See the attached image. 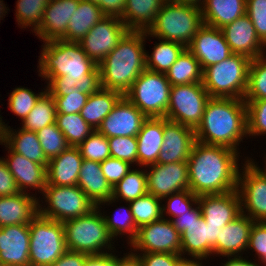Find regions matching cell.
<instances>
[{
    "instance_id": "cell-1",
    "label": "cell",
    "mask_w": 266,
    "mask_h": 266,
    "mask_svg": "<svg viewBox=\"0 0 266 266\" xmlns=\"http://www.w3.org/2000/svg\"><path fill=\"white\" fill-rule=\"evenodd\" d=\"M37 71L47 80L51 96H64L76 87L81 93L93 94L101 88L100 69L84 52L79 42L54 40L44 42Z\"/></svg>"
},
{
    "instance_id": "cell-2",
    "label": "cell",
    "mask_w": 266,
    "mask_h": 266,
    "mask_svg": "<svg viewBox=\"0 0 266 266\" xmlns=\"http://www.w3.org/2000/svg\"><path fill=\"white\" fill-rule=\"evenodd\" d=\"M239 154L226 146L196 141L187 160L189 190L197 196L237 190Z\"/></svg>"
},
{
    "instance_id": "cell-3",
    "label": "cell",
    "mask_w": 266,
    "mask_h": 266,
    "mask_svg": "<svg viewBox=\"0 0 266 266\" xmlns=\"http://www.w3.org/2000/svg\"><path fill=\"white\" fill-rule=\"evenodd\" d=\"M196 141L221 145L239 152V144L247 134V108L243 99L210 98L202 120L194 130Z\"/></svg>"
},
{
    "instance_id": "cell-4",
    "label": "cell",
    "mask_w": 266,
    "mask_h": 266,
    "mask_svg": "<svg viewBox=\"0 0 266 266\" xmlns=\"http://www.w3.org/2000/svg\"><path fill=\"white\" fill-rule=\"evenodd\" d=\"M147 31H128L98 65L101 87L123 95L146 69Z\"/></svg>"
},
{
    "instance_id": "cell-5",
    "label": "cell",
    "mask_w": 266,
    "mask_h": 266,
    "mask_svg": "<svg viewBox=\"0 0 266 266\" xmlns=\"http://www.w3.org/2000/svg\"><path fill=\"white\" fill-rule=\"evenodd\" d=\"M203 24L201 8L166 0L148 29L147 37L174 41L187 47Z\"/></svg>"
},
{
    "instance_id": "cell-6",
    "label": "cell",
    "mask_w": 266,
    "mask_h": 266,
    "mask_svg": "<svg viewBox=\"0 0 266 266\" xmlns=\"http://www.w3.org/2000/svg\"><path fill=\"white\" fill-rule=\"evenodd\" d=\"M101 211V208L96 207L87 215L62 222L67 250L89 256L115 252L114 239Z\"/></svg>"
},
{
    "instance_id": "cell-7",
    "label": "cell",
    "mask_w": 266,
    "mask_h": 266,
    "mask_svg": "<svg viewBox=\"0 0 266 266\" xmlns=\"http://www.w3.org/2000/svg\"><path fill=\"white\" fill-rule=\"evenodd\" d=\"M251 59L232 54L220 63L203 70V86L211 98L243 99L248 86Z\"/></svg>"
},
{
    "instance_id": "cell-8",
    "label": "cell",
    "mask_w": 266,
    "mask_h": 266,
    "mask_svg": "<svg viewBox=\"0 0 266 266\" xmlns=\"http://www.w3.org/2000/svg\"><path fill=\"white\" fill-rule=\"evenodd\" d=\"M171 86L165 73L145 69L124 96L147 118L165 117Z\"/></svg>"
},
{
    "instance_id": "cell-9",
    "label": "cell",
    "mask_w": 266,
    "mask_h": 266,
    "mask_svg": "<svg viewBox=\"0 0 266 266\" xmlns=\"http://www.w3.org/2000/svg\"><path fill=\"white\" fill-rule=\"evenodd\" d=\"M30 266H51L66 251L62 222L38 214L29 224Z\"/></svg>"
},
{
    "instance_id": "cell-10",
    "label": "cell",
    "mask_w": 266,
    "mask_h": 266,
    "mask_svg": "<svg viewBox=\"0 0 266 266\" xmlns=\"http://www.w3.org/2000/svg\"><path fill=\"white\" fill-rule=\"evenodd\" d=\"M42 194L47 207L39 200V214L59 222L87 215L97 207L77 185H46Z\"/></svg>"
},
{
    "instance_id": "cell-11",
    "label": "cell",
    "mask_w": 266,
    "mask_h": 266,
    "mask_svg": "<svg viewBox=\"0 0 266 266\" xmlns=\"http://www.w3.org/2000/svg\"><path fill=\"white\" fill-rule=\"evenodd\" d=\"M210 98L203 83L171 86L165 118L195 130Z\"/></svg>"
},
{
    "instance_id": "cell-12",
    "label": "cell",
    "mask_w": 266,
    "mask_h": 266,
    "mask_svg": "<svg viewBox=\"0 0 266 266\" xmlns=\"http://www.w3.org/2000/svg\"><path fill=\"white\" fill-rule=\"evenodd\" d=\"M242 168L237 183L241 213L254 222H266V173L248 157Z\"/></svg>"
},
{
    "instance_id": "cell-13",
    "label": "cell",
    "mask_w": 266,
    "mask_h": 266,
    "mask_svg": "<svg viewBox=\"0 0 266 266\" xmlns=\"http://www.w3.org/2000/svg\"><path fill=\"white\" fill-rule=\"evenodd\" d=\"M129 246L131 252L136 255L138 252L181 255V234L175 229L171 220L162 217L139 227L135 239Z\"/></svg>"
},
{
    "instance_id": "cell-14",
    "label": "cell",
    "mask_w": 266,
    "mask_h": 266,
    "mask_svg": "<svg viewBox=\"0 0 266 266\" xmlns=\"http://www.w3.org/2000/svg\"><path fill=\"white\" fill-rule=\"evenodd\" d=\"M128 31L120 17L106 15L88 31L79 43L87 56L99 65Z\"/></svg>"
},
{
    "instance_id": "cell-15",
    "label": "cell",
    "mask_w": 266,
    "mask_h": 266,
    "mask_svg": "<svg viewBox=\"0 0 266 266\" xmlns=\"http://www.w3.org/2000/svg\"><path fill=\"white\" fill-rule=\"evenodd\" d=\"M146 167L149 168L146 169L149 194L163 199L173 193L189 190L187 162L155 163Z\"/></svg>"
},
{
    "instance_id": "cell-16",
    "label": "cell",
    "mask_w": 266,
    "mask_h": 266,
    "mask_svg": "<svg viewBox=\"0 0 266 266\" xmlns=\"http://www.w3.org/2000/svg\"><path fill=\"white\" fill-rule=\"evenodd\" d=\"M186 48L200 62L202 70L222 62L233 54L222 30L204 24Z\"/></svg>"
},
{
    "instance_id": "cell-17",
    "label": "cell",
    "mask_w": 266,
    "mask_h": 266,
    "mask_svg": "<svg viewBox=\"0 0 266 266\" xmlns=\"http://www.w3.org/2000/svg\"><path fill=\"white\" fill-rule=\"evenodd\" d=\"M147 117L125 96L104 118L97 131L107 138L137 136Z\"/></svg>"
},
{
    "instance_id": "cell-18",
    "label": "cell",
    "mask_w": 266,
    "mask_h": 266,
    "mask_svg": "<svg viewBox=\"0 0 266 266\" xmlns=\"http://www.w3.org/2000/svg\"><path fill=\"white\" fill-rule=\"evenodd\" d=\"M163 136L157 163L187 162L196 142L194 129L164 117Z\"/></svg>"
},
{
    "instance_id": "cell-19",
    "label": "cell",
    "mask_w": 266,
    "mask_h": 266,
    "mask_svg": "<svg viewBox=\"0 0 266 266\" xmlns=\"http://www.w3.org/2000/svg\"><path fill=\"white\" fill-rule=\"evenodd\" d=\"M221 231L220 226L206 224L203 216L194 220L181 234V256L208 259L216 255V242Z\"/></svg>"
},
{
    "instance_id": "cell-20",
    "label": "cell",
    "mask_w": 266,
    "mask_h": 266,
    "mask_svg": "<svg viewBox=\"0 0 266 266\" xmlns=\"http://www.w3.org/2000/svg\"><path fill=\"white\" fill-rule=\"evenodd\" d=\"M233 54L253 60L266 53V45L257 36L255 27L247 14L221 28Z\"/></svg>"
},
{
    "instance_id": "cell-21",
    "label": "cell",
    "mask_w": 266,
    "mask_h": 266,
    "mask_svg": "<svg viewBox=\"0 0 266 266\" xmlns=\"http://www.w3.org/2000/svg\"><path fill=\"white\" fill-rule=\"evenodd\" d=\"M0 144L5 145L8 155L3 158L8 170L14 177V180L21 192L28 193V187L35 189L41 194L47 185V164H39L25 158L21 154L12 151L1 139ZM27 189V190H26Z\"/></svg>"
},
{
    "instance_id": "cell-22",
    "label": "cell",
    "mask_w": 266,
    "mask_h": 266,
    "mask_svg": "<svg viewBox=\"0 0 266 266\" xmlns=\"http://www.w3.org/2000/svg\"><path fill=\"white\" fill-rule=\"evenodd\" d=\"M29 224L0 227V264L30 266Z\"/></svg>"
},
{
    "instance_id": "cell-23",
    "label": "cell",
    "mask_w": 266,
    "mask_h": 266,
    "mask_svg": "<svg viewBox=\"0 0 266 266\" xmlns=\"http://www.w3.org/2000/svg\"><path fill=\"white\" fill-rule=\"evenodd\" d=\"M198 204L206 224L223 228L241 214V200L237 190L222 194H204Z\"/></svg>"
},
{
    "instance_id": "cell-24",
    "label": "cell",
    "mask_w": 266,
    "mask_h": 266,
    "mask_svg": "<svg viewBox=\"0 0 266 266\" xmlns=\"http://www.w3.org/2000/svg\"><path fill=\"white\" fill-rule=\"evenodd\" d=\"M80 0H50L40 26L33 31L43 42L61 40Z\"/></svg>"
},
{
    "instance_id": "cell-25",
    "label": "cell",
    "mask_w": 266,
    "mask_h": 266,
    "mask_svg": "<svg viewBox=\"0 0 266 266\" xmlns=\"http://www.w3.org/2000/svg\"><path fill=\"white\" fill-rule=\"evenodd\" d=\"M38 214L39 198L30 192L0 197V227L30 224Z\"/></svg>"
},
{
    "instance_id": "cell-26",
    "label": "cell",
    "mask_w": 266,
    "mask_h": 266,
    "mask_svg": "<svg viewBox=\"0 0 266 266\" xmlns=\"http://www.w3.org/2000/svg\"><path fill=\"white\" fill-rule=\"evenodd\" d=\"M253 223L252 219L241 213L225 225L216 242V257L243 256L244 251H247Z\"/></svg>"
},
{
    "instance_id": "cell-27",
    "label": "cell",
    "mask_w": 266,
    "mask_h": 266,
    "mask_svg": "<svg viewBox=\"0 0 266 266\" xmlns=\"http://www.w3.org/2000/svg\"><path fill=\"white\" fill-rule=\"evenodd\" d=\"M0 115V139L14 152L39 164H48L36 132L7 126Z\"/></svg>"
},
{
    "instance_id": "cell-28",
    "label": "cell",
    "mask_w": 266,
    "mask_h": 266,
    "mask_svg": "<svg viewBox=\"0 0 266 266\" xmlns=\"http://www.w3.org/2000/svg\"><path fill=\"white\" fill-rule=\"evenodd\" d=\"M83 158L78 147L69 146L47 164V185H77Z\"/></svg>"
},
{
    "instance_id": "cell-29",
    "label": "cell",
    "mask_w": 266,
    "mask_h": 266,
    "mask_svg": "<svg viewBox=\"0 0 266 266\" xmlns=\"http://www.w3.org/2000/svg\"><path fill=\"white\" fill-rule=\"evenodd\" d=\"M164 117L147 118L138 133L137 165L142 168L157 163L164 136Z\"/></svg>"
},
{
    "instance_id": "cell-30",
    "label": "cell",
    "mask_w": 266,
    "mask_h": 266,
    "mask_svg": "<svg viewBox=\"0 0 266 266\" xmlns=\"http://www.w3.org/2000/svg\"><path fill=\"white\" fill-rule=\"evenodd\" d=\"M77 186L96 206L112 198V187L104 177L100 162L83 159Z\"/></svg>"
},
{
    "instance_id": "cell-31",
    "label": "cell",
    "mask_w": 266,
    "mask_h": 266,
    "mask_svg": "<svg viewBox=\"0 0 266 266\" xmlns=\"http://www.w3.org/2000/svg\"><path fill=\"white\" fill-rule=\"evenodd\" d=\"M246 0H205L201 10L204 25L221 29L246 14Z\"/></svg>"
},
{
    "instance_id": "cell-32",
    "label": "cell",
    "mask_w": 266,
    "mask_h": 266,
    "mask_svg": "<svg viewBox=\"0 0 266 266\" xmlns=\"http://www.w3.org/2000/svg\"><path fill=\"white\" fill-rule=\"evenodd\" d=\"M166 0H126L120 19L129 31H148Z\"/></svg>"
},
{
    "instance_id": "cell-33",
    "label": "cell",
    "mask_w": 266,
    "mask_h": 266,
    "mask_svg": "<svg viewBox=\"0 0 266 266\" xmlns=\"http://www.w3.org/2000/svg\"><path fill=\"white\" fill-rule=\"evenodd\" d=\"M124 95L118 91L100 88L90 94L81 109V116L94 130H97L104 118L113 110Z\"/></svg>"
},
{
    "instance_id": "cell-34",
    "label": "cell",
    "mask_w": 266,
    "mask_h": 266,
    "mask_svg": "<svg viewBox=\"0 0 266 266\" xmlns=\"http://www.w3.org/2000/svg\"><path fill=\"white\" fill-rule=\"evenodd\" d=\"M105 16L96 3L80 0L76 11L70 18L66 34L61 40L80 42L88 31Z\"/></svg>"
},
{
    "instance_id": "cell-35",
    "label": "cell",
    "mask_w": 266,
    "mask_h": 266,
    "mask_svg": "<svg viewBox=\"0 0 266 266\" xmlns=\"http://www.w3.org/2000/svg\"><path fill=\"white\" fill-rule=\"evenodd\" d=\"M148 193L147 190V175L146 169H133L129 171L124 178L119 181L112 188V198L100 202L97 207L102 208L101 206L105 204L109 206L113 202L115 203L119 200H125L126 203L134 201L135 199L142 197Z\"/></svg>"
},
{
    "instance_id": "cell-36",
    "label": "cell",
    "mask_w": 266,
    "mask_h": 266,
    "mask_svg": "<svg viewBox=\"0 0 266 266\" xmlns=\"http://www.w3.org/2000/svg\"><path fill=\"white\" fill-rule=\"evenodd\" d=\"M172 86L202 83L203 70L200 62L186 48L166 73Z\"/></svg>"
},
{
    "instance_id": "cell-37",
    "label": "cell",
    "mask_w": 266,
    "mask_h": 266,
    "mask_svg": "<svg viewBox=\"0 0 266 266\" xmlns=\"http://www.w3.org/2000/svg\"><path fill=\"white\" fill-rule=\"evenodd\" d=\"M158 40L160 42L154 44L151 55L146 52V69L166 74L186 47L178 42Z\"/></svg>"
},
{
    "instance_id": "cell-38",
    "label": "cell",
    "mask_w": 266,
    "mask_h": 266,
    "mask_svg": "<svg viewBox=\"0 0 266 266\" xmlns=\"http://www.w3.org/2000/svg\"><path fill=\"white\" fill-rule=\"evenodd\" d=\"M56 114L54 98L46 91L22 121L21 128L37 132L45 126L56 123Z\"/></svg>"
},
{
    "instance_id": "cell-39",
    "label": "cell",
    "mask_w": 266,
    "mask_h": 266,
    "mask_svg": "<svg viewBox=\"0 0 266 266\" xmlns=\"http://www.w3.org/2000/svg\"><path fill=\"white\" fill-rule=\"evenodd\" d=\"M56 124L66 137L69 146L74 147H78L94 131L80 113H57Z\"/></svg>"
},
{
    "instance_id": "cell-40",
    "label": "cell",
    "mask_w": 266,
    "mask_h": 266,
    "mask_svg": "<svg viewBox=\"0 0 266 266\" xmlns=\"http://www.w3.org/2000/svg\"><path fill=\"white\" fill-rule=\"evenodd\" d=\"M162 199L149 193L129 202L136 227L150 224L162 218Z\"/></svg>"
},
{
    "instance_id": "cell-41",
    "label": "cell",
    "mask_w": 266,
    "mask_h": 266,
    "mask_svg": "<svg viewBox=\"0 0 266 266\" xmlns=\"http://www.w3.org/2000/svg\"><path fill=\"white\" fill-rule=\"evenodd\" d=\"M127 205V207L123 206L119 208V212L115 211L114 215L107 216L104 214L105 212H103V217L112 238L117 239L120 236L122 237V235L128 234L127 244L130 245L137 235L138 228L136 227V223L131 213L130 205Z\"/></svg>"
},
{
    "instance_id": "cell-42",
    "label": "cell",
    "mask_w": 266,
    "mask_h": 266,
    "mask_svg": "<svg viewBox=\"0 0 266 266\" xmlns=\"http://www.w3.org/2000/svg\"><path fill=\"white\" fill-rule=\"evenodd\" d=\"M266 99V53L251 60L244 100Z\"/></svg>"
},
{
    "instance_id": "cell-43",
    "label": "cell",
    "mask_w": 266,
    "mask_h": 266,
    "mask_svg": "<svg viewBox=\"0 0 266 266\" xmlns=\"http://www.w3.org/2000/svg\"><path fill=\"white\" fill-rule=\"evenodd\" d=\"M50 0H17L15 14L18 25L35 31L43 20V14Z\"/></svg>"
},
{
    "instance_id": "cell-44",
    "label": "cell",
    "mask_w": 266,
    "mask_h": 266,
    "mask_svg": "<svg viewBox=\"0 0 266 266\" xmlns=\"http://www.w3.org/2000/svg\"><path fill=\"white\" fill-rule=\"evenodd\" d=\"M36 134L48 160L58 156L69 147L66 137L56 123L45 126L38 130Z\"/></svg>"
},
{
    "instance_id": "cell-45",
    "label": "cell",
    "mask_w": 266,
    "mask_h": 266,
    "mask_svg": "<svg viewBox=\"0 0 266 266\" xmlns=\"http://www.w3.org/2000/svg\"><path fill=\"white\" fill-rule=\"evenodd\" d=\"M45 92V88L44 91L42 90V92L36 94L31 89L17 87L10 93L7 107L23 121Z\"/></svg>"
},
{
    "instance_id": "cell-46",
    "label": "cell",
    "mask_w": 266,
    "mask_h": 266,
    "mask_svg": "<svg viewBox=\"0 0 266 266\" xmlns=\"http://www.w3.org/2000/svg\"><path fill=\"white\" fill-rule=\"evenodd\" d=\"M83 159L103 162L111 157L108 138L94 130L79 146Z\"/></svg>"
},
{
    "instance_id": "cell-47",
    "label": "cell",
    "mask_w": 266,
    "mask_h": 266,
    "mask_svg": "<svg viewBox=\"0 0 266 266\" xmlns=\"http://www.w3.org/2000/svg\"><path fill=\"white\" fill-rule=\"evenodd\" d=\"M198 197L199 196L195 195L190 190H183L163 198L162 201L166 200V205L162 204V217L165 218L169 216L168 220L172 221L177 216H182V214L187 212L193 205L198 204Z\"/></svg>"
},
{
    "instance_id": "cell-48",
    "label": "cell",
    "mask_w": 266,
    "mask_h": 266,
    "mask_svg": "<svg viewBox=\"0 0 266 266\" xmlns=\"http://www.w3.org/2000/svg\"><path fill=\"white\" fill-rule=\"evenodd\" d=\"M247 108V134L261 136L266 134V99L244 100Z\"/></svg>"
},
{
    "instance_id": "cell-49",
    "label": "cell",
    "mask_w": 266,
    "mask_h": 266,
    "mask_svg": "<svg viewBox=\"0 0 266 266\" xmlns=\"http://www.w3.org/2000/svg\"><path fill=\"white\" fill-rule=\"evenodd\" d=\"M111 157L126 161L137 166V137L116 136L108 138Z\"/></svg>"
},
{
    "instance_id": "cell-50",
    "label": "cell",
    "mask_w": 266,
    "mask_h": 266,
    "mask_svg": "<svg viewBox=\"0 0 266 266\" xmlns=\"http://www.w3.org/2000/svg\"><path fill=\"white\" fill-rule=\"evenodd\" d=\"M88 94L81 93L76 87L74 90L65 91L64 96H52L55 101L57 113H80L86 104Z\"/></svg>"
},
{
    "instance_id": "cell-51",
    "label": "cell",
    "mask_w": 266,
    "mask_h": 266,
    "mask_svg": "<svg viewBox=\"0 0 266 266\" xmlns=\"http://www.w3.org/2000/svg\"><path fill=\"white\" fill-rule=\"evenodd\" d=\"M246 6L257 36L266 45V0H246Z\"/></svg>"
},
{
    "instance_id": "cell-52",
    "label": "cell",
    "mask_w": 266,
    "mask_h": 266,
    "mask_svg": "<svg viewBox=\"0 0 266 266\" xmlns=\"http://www.w3.org/2000/svg\"><path fill=\"white\" fill-rule=\"evenodd\" d=\"M100 165L104 177L112 188L132 170V165L130 163L113 157L107 158L105 161L101 162Z\"/></svg>"
},
{
    "instance_id": "cell-53",
    "label": "cell",
    "mask_w": 266,
    "mask_h": 266,
    "mask_svg": "<svg viewBox=\"0 0 266 266\" xmlns=\"http://www.w3.org/2000/svg\"><path fill=\"white\" fill-rule=\"evenodd\" d=\"M248 250H253L257 261L266 266V222H254L250 231Z\"/></svg>"
},
{
    "instance_id": "cell-54",
    "label": "cell",
    "mask_w": 266,
    "mask_h": 266,
    "mask_svg": "<svg viewBox=\"0 0 266 266\" xmlns=\"http://www.w3.org/2000/svg\"><path fill=\"white\" fill-rule=\"evenodd\" d=\"M142 266H177L181 255L172 253H138Z\"/></svg>"
},
{
    "instance_id": "cell-55",
    "label": "cell",
    "mask_w": 266,
    "mask_h": 266,
    "mask_svg": "<svg viewBox=\"0 0 266 266\" xmlns=\"http://www.w3.org/2000/svg\"><path fill=\"white\" fill-rule=\"evenodd\" d=\"M14 177L7 168L6 163L0 158V197L11 196L20 193Z\"/></svg>"
},
{
    "instance_id": "cell-56",
    "label": "cell",
    "mask_w": 266,
    "mask_h": 266,
    "mask_svg": "<svg viewBox=\"0 0 266 266\" xmlns=\"http://www.w3.org/2000/svg\"><path fill=\"white\" fill-rule=\"evenodd\" d=\"M202 216L200 205L197 204L195 207H191L187 212H184L182 216H177L172 220L175 229L182 234L186 230V226L198 220Z\"/></svg>"
},
{
    "instance_id": "cell-57",
    "label": "cell",
    "mask_w": 266,
    "mask_h": 266,
    "mask_svg": "<svg viewBox=\"0 0 266 266\" xmlns=\"http://www.w3.org/2000/svg\"><path fill=\"white\" fill-rule=\"evenodd\" d=\"M88 256L85 253L67 250L51 266H85Z\"/></svg>"
},
{
    "instance_id": "cell-58",
    "label": "cell",
    "mask_w": 266,
    "mask_h": 266,
    "mask_svg": "<svg viewBox=\"0 0 266 266\" xmlns=\"http://www.w3.org/2000/svg\"><path fill=\"white\" fill-rule=\"evenodd\" d=\"M85 266H115V253L88 256Z\"/></svg>"
},
{
    "instance_id": "cell-59",
    "label": "cell",
    "mask_w": 266,
    "mask_h": 266,
    "mask_svg": "<svg viewBox=\"0 0 266 266\" xmlns=\"http://www.w3.org/2000/svg\"><path fill=\"white\" fill-rule=\"evenodd\" d=\"M126 5V0H104V14L107 16L121 17Z\"/></svg>"
},
{
    "instance_id": "cell-60",
    "label": "cell",
    "mask_w": 266,
    "mask_h": 266,
    "mask_svg": "<svg viewBox=\"0 0 266 266\" xmlns=\"http://www.w3.org/2000/svg\"><path fill=\"white\" fill-rule=\"evenodd\" d=\"M115 266H142V263L138 255L129 251L128 253H124L122 258H118L115 254Z\"/></svg>"
},
{
    "instance_id": "cell-61",
    "label": "cell",
    "mask_w": 266,
    "mask_h": 266,
    "mask_svg": "<svg viewBox=\"0 0 266 266\" xmlns=\"http://www.w3.org/2000/svg\"><path fill=\"white\" fill-rule=\"evenodd\" d=\"M227 258L228 260L224 261L225 263H221L222 265L220 266H262L260 263L257 264L255 259H253V262L251 259L247 260L242 256H227Z\"/></svg>"
},
{
    "instance_id": "cell-62",
    "label": "cell",
    "mask_w": 266,
    "mask_h": 266,
    "mask_svg": "<svg viewBox=\"0 0 266 266\" xmlns=\"http://www.w3.org/2000/svg\"><path fill=\"white\" fill-rule=\"evenodd\" d=\"M198 260V261H197ZM202 260H206L205 258H193L192 257H182L179 261L177 266H204L202 265Z\"/></svg>"
},
{
    "instance_id": "cell-63",
    "label": "cell",
    "mask_w": 266,
    "mask_h": 266,
    "mask_svg": "<svg viewBox=\"0 0 266 266\" xmlns=\"http://www.w3.org/2000/svg\"><path fill=\"white\" fill-rule=\"evenodd\" d=\"M171 1L199 8H202L203 4L205 3V0H171Z\"/></svg>"
},
{
    "instance_id": "cell-64",
    "label": "cell",
    "mask_w": 266,
    "mask_h": 266,
    "mask_svg": "<svg viewBox=\"0 0 266 266\" xmlns=\"http://www.w3.org/2000/svg\"><path fill=\"white\" fill-rule=\"evenodd\" d=\"M9 9H7L6 4L3 3V0H0V21L3 20V16H6Z\"/></svg>"
},
{
    "instance_id": "cell-65",
    "label": "cell",
    "mask_w": 266,
    "mask_h": 266,
    "mask_svg": "<svg viewBox=\"0 0 266 266\" xmlns=\"http://www.w3.org/2000/svg\"><path fill=\"white\" fill-rule=\"evenodd\" d=\"M85 1L96 3L104 13V0H85Z\"/></svg>"
},
{
    "instance_id": "cell-66",
    "label": "cell",
    "mask_w": 266,
    "mask_h": 266,
    "mask_svg": "<svg viewBox=\"0 0 266 266\" xmlns=\"http://www.w3.org/2000/svg\"><path fill=\"white\" fill-rule=\"evenodd\" d=\"M266 164V161H264ZM265 169L261 168L265 173H266V166L264 167Z\"/></svg>"
},
{
    "instance_id": "cell-67",
    "label": "cell",
    "mask_w": 266,
    "mask_h": 266,
    "mask_svg": "<svg viewBox=\"0 0 266 266\" xmlns=\"http://www.w3.org/2000/svg\"><path fill=\"white\" fill-rule=\"evenodd\" d=\"M0 266H10V265H6V264H0Z\"/></svg>"
}]
</instances>
